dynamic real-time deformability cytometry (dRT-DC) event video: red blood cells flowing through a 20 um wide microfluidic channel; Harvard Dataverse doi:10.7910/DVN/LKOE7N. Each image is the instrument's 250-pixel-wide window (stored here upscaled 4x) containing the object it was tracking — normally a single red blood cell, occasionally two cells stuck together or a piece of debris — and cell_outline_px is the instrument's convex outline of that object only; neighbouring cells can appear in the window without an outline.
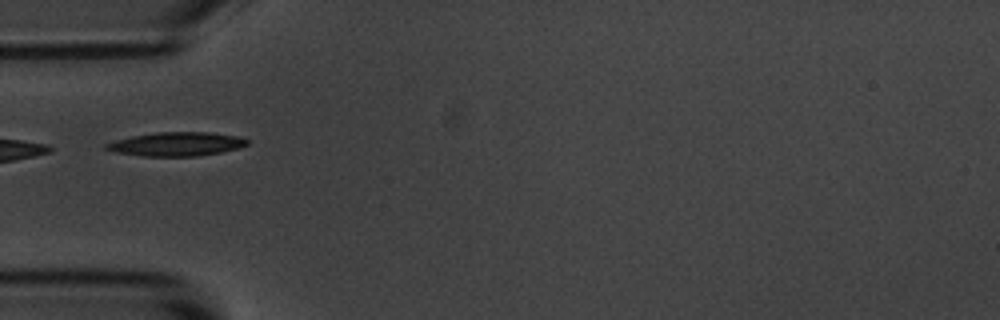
{"species": "common noctule bat (a hibernating species)", "species_latin": "Nyctalus noctula", "temperature_condition": "room temperature", "stored_images_in_passage": 2, "camera_frame_rate_fps": 3000, "um_per_image_px": 0.085, "animal": {"sex": "male", "body_mass_g": 20.1, "forearm_length_mm": 53.5}, "frame": {"image": 1, "passage_image": 1, "time_ms": 0.0, "image_size_px": [1000, 320], "cell_outline_px": [[248, 144], [236, 148], [220, 152], [196, 156], [144, 156], [116, 152], [104, 148], [104, 144], [116, 140], [132, 136], [156, 132], [212, 132], [236, 136], [248, 140]], "centroid_in_image_um": [14.97, 12.24], "position_along_channel_um": 70.0, "area_um2": 19.36}}